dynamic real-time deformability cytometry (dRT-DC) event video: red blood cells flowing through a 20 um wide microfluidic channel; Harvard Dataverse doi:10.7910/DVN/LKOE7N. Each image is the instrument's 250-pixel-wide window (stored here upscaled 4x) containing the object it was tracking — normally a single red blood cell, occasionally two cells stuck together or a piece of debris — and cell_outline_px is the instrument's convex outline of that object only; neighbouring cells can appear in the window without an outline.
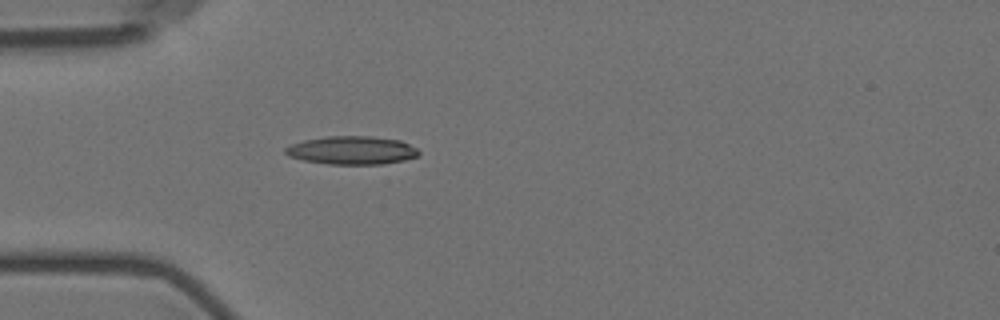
{"species": "Egyptian fruit bat (a non-hibernating species)", "species_latin": "Rousettus aegyptiacus", "temperature_condition": "room temperature", "stored_images_in_passage": 5, "camera_frame_rate_fps": 3000, "um_per_image_px": 0.085, "animal": {"sex": "female"}, "frame": {"image": 1, "passage_image": 5, "time_ms": 4.333, "image_size_px": [1000, 320], "cell_outline_px": [[420, 152], [416, 156], [404, 160], [380, 164], [328, 164], [304, 160], [288, 156], [284, 152], [284, 148], [292, 144], [304, 140], [324, 136], [372, 136], [400, 140], [416, 148]], "centroid_in_image_um": [29.88, 12.77], "position_along_channel_um": 55.1, "area_um2": 21.91}}